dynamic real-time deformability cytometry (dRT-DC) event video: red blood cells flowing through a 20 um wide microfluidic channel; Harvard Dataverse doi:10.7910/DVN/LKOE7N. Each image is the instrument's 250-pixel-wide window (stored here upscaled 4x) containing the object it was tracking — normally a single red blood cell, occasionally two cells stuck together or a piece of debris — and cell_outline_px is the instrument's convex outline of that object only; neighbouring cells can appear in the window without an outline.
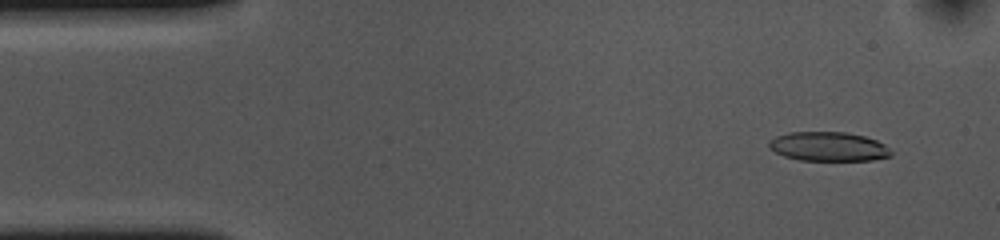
{"species": "common noctule bat (a hibernating species)", "species_latin": "Nyctalus noctula", "temperature_condition": "cold", "stored_images_in_passage": 53, "camera_frame_rate_fps": 3000, "um_per_image_px": 0.085, "animal": {"sex": "female", "body_mass_g": 10.0, "forearm_length_mm": 53.1}, "frame": {"image": 1, "passage_image": 4, "time_ms": 1.0, "image_size_px": [1000, 240], "cell_outline_px": [[892, 156], [872, 160], [800, 160], [784, 156], [768, 148], [768, 140], [776, 136], [788, 132], [848, 132], [864, 136], [876, 140], [884, 144], [892, 152]], "centroid_in_image_um": [70.4, 12.45], "position_along_channel_um": 14.6, "area_um2": 20.87}}
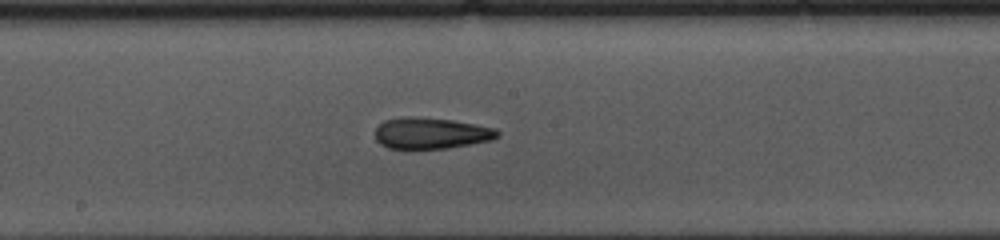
{"frame": {"image": 2, "passage_image": 27, "time_ms": 8.667, "image_size_px": [1000, 240], "cell_outline_px": [[500, 136], [492, 140], [448, 148], [388, 148], [380, 144], [376, 140], [376, 128], [384, 120], [408, 116], [412, 116], [452, 120], [476, 124], [496, 128], [500, 132]], "centroid_in_image_um": [36.67, 11.31], "position_along_channel_um": 211.5, "area_um2": 22.25}}
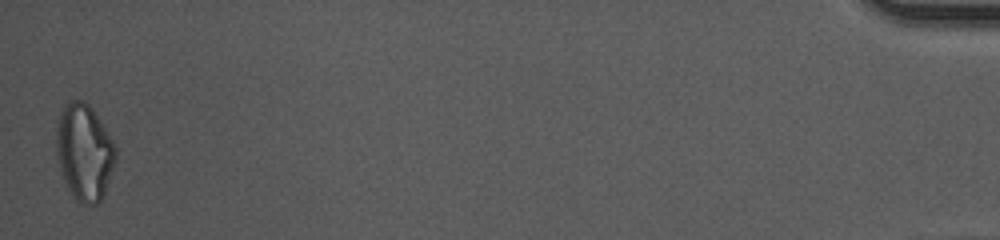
{"frame": {"image": 3, "passage_image": 53, "time_ms": 17.333, "image_size_px": [1000, 240], "cell_outline_px": [[116, 160], [104, 196], [96, 204], [80, 204], [76, 200], [68, 188], [60, 172], [56, 152], [56, 128], [60, 112], [64, 104], [72, 100], [84, 100], [92, 108], [100, 120], [112, 140], [116, 148]], "centroid_in_image_um": [7.16, 12.93], "position_along_channel_um": 428.0, "area_um2": 33.52}, "authors_computed_cell_mechanics": {"area_um2": 22.542, "velocity_mm_per_s": 3.6546, "shape_relaxation_time_tau1_ms": 7.6148, "shape_relaxation_time_tau2_ms": 3.4048, "deformation_change_tau1": 0.2127, "deformation_change_tau2": 0.1334}}